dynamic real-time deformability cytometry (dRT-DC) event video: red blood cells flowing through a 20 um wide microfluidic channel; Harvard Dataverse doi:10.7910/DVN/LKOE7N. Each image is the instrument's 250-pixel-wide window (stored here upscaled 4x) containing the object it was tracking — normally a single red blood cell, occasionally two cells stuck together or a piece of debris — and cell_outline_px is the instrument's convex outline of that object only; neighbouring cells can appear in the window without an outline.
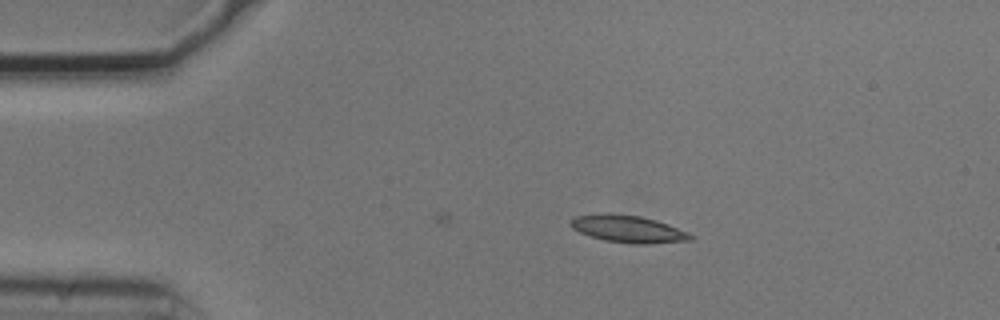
{"species": "common noctule bat (a hibernating species)", "species_latin": "Nyctalus noctula", "temperature_condition": "cold", "stored_images_in_passage": 21, "camera_frame_rate_fps": 3000, "um_per_image_px": 0.085, "animal": {"sex": "male", "body_mass_g": 20.5, "forearm_length_mm": 52.5}, "frame": {"image": 1, "passage_image": 1, "time_ms": 0.0, "image_size_px": [1000, 320], "cell_outline_px": [[692, 240], [652, 244], [632, 244], [604, 240], [580, 232], [572, 228], [568, 220], [576, 216], [600, 212], [608, 212], [640, 216], [656, 220], [668, 224], [688, 232], [692, 236]], "centroid_in_image_um": [53.36, 19.45], "position_along_channel_um": 31.6, "area_um2": 19.25}}
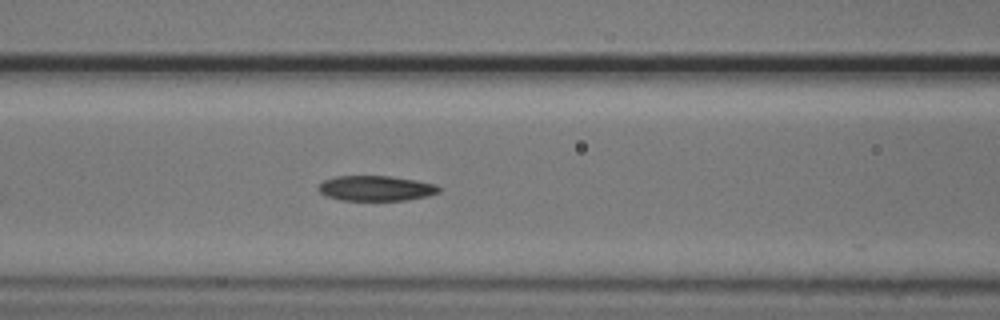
{"frame": {"image": 2, "passage_image": 13, "time_ms": 4.0, "image_size_px": [1000, 320], "cell_outline_px": [[444, 188], [440, 192], [428, 196], [404, 200], [340, 200], [328, 196], [320, 192], [316, 188], [324, 180], [336, 176], [388, 176], [416, 180], [436, 184]], "centroid_in_image_um": [31.99, 16.0], "position_along_channel_um": 134.6, "area_um2": 17.74}}
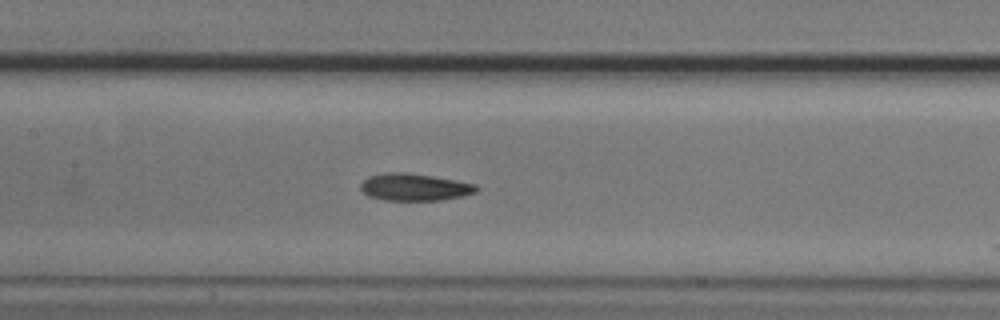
{"frame": {"image": 3, "passage_image": 16, "time_ms": 5.0, "image_size_px": [1000, 320], "cell_outline_px": [[480, 188], [476, 192], [464, 196], [440, 200], [384, 200], [368, 196], [360, 188], [360, 184], [368, 176], [384, 172], [408, 172], [456, 180], [476, 184]], "centroid_in_image_um": [35.24, 15.9], "position_along_channel_um": 172.2, "area_um2": 18.5}}